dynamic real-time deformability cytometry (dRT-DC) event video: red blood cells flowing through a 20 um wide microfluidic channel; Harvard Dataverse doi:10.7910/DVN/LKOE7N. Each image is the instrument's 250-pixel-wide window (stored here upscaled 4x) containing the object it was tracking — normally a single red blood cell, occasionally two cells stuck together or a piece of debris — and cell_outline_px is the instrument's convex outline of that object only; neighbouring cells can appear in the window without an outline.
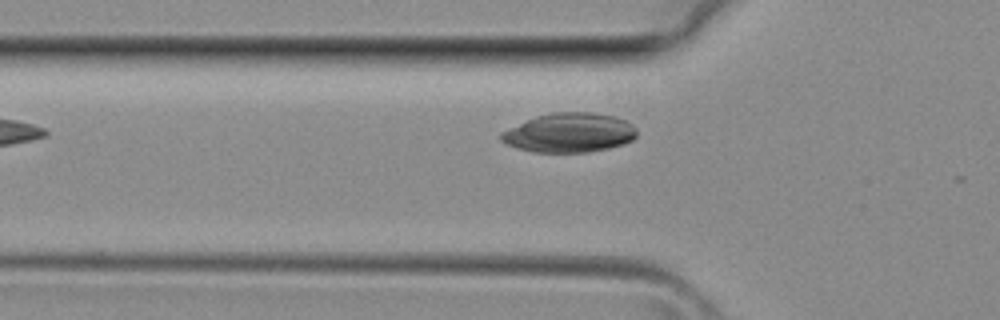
{"species": "common noctule bat (a hibernating species)", "species_latin": "Nyctalus noctula", "temperature_condition": "room temperature", "stored_images_in_passage": 26, "camera_frame_rate_fps": 3000, "um_per_image_px": 0.085, "animal": {"sex": "female", "body_mass_g": 29.2, "forearm_length_mm": 56.3}, "frame": {"image": 1, "passage_image": 5, "time_ms": 1.333, "image_size_px": [1000, 320], "cell_outline_px": [[632, 136], [628, 140], [612, 144], [592, 148], [536, 148], [520, 144], [512, 140], [520, 128], [524, 128]], "centroid_in_image_um": [48.02, 11.81], "position_along_channel_um": 77.8, "area_um2": 12.02}}
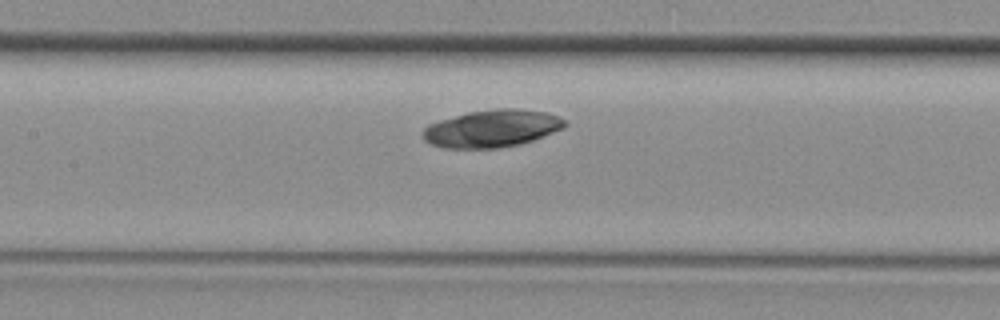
{"frame": {"image": 2, "passage_image": 10, "time_ms": 3.0, "image_size_px": [1000, 320], "cell_outline_px": [[560, 124], [536, 136], [524, 140], [504, 144], [472, 144], [464, 140], [456, 120], [464, 116], [488, 116]], "centroid_in_image_um": [42.46, 11.01], "position_along_channel_um": 164.9, "area_um2": 14.68}}
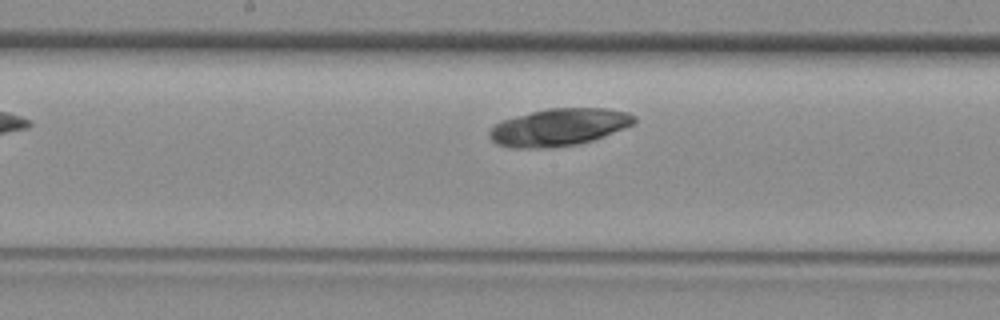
{"frame": {"image": 3, "passage_image": 12, "time_ms": 3.667, "image_size_px": [1000, 320], "cell_outline_px": [[628, 120], [624, 124], [596, 136], [580, 140], [556, 144], [544, 144], [536, 140], [532, 132], [532, 116], [548, 112], [560, 112]], "centroid_in_image_um": [48.47, 10.79], "position_along_channel_um": 199.7, "area_um2": 15.14}}